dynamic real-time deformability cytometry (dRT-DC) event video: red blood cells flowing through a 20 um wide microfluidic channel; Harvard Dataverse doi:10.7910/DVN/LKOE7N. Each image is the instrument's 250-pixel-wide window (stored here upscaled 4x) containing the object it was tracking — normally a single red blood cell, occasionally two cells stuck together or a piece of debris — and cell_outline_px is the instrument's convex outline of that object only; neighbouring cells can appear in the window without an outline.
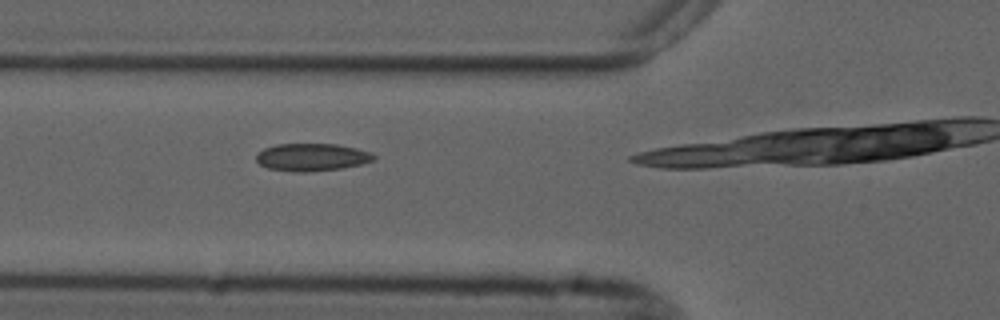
{"species": "common noctule bat (a hibernating species)", "species_latin": "Nyctalus noctula", "temperature_condition": "cold", "stored_images_in_passage": 13, "camera_frame_rate_fps": 3000, "um_per_image_px": 0.085, "animal": {"sex": "male", "forearm_length_mm": 52.5}, "frame": {"image": 1, "passage_image": 3, "time_ms": 0.667, "image_size_px": [1000, 320], "cell_outline_px": [[376, 156], [372, 160], [360, 164], [340, 168], [304, 172], [296, 172], [268, 168], [260, 164], [256, 160], [256, 152], [264, 148], [276, 144], [336, 144], [356, 148], [372, 152]], "centroid_in_image_um": [26.47, 13.35], "position_along_channel_um": 99.3, "area_um2": 18.79}}
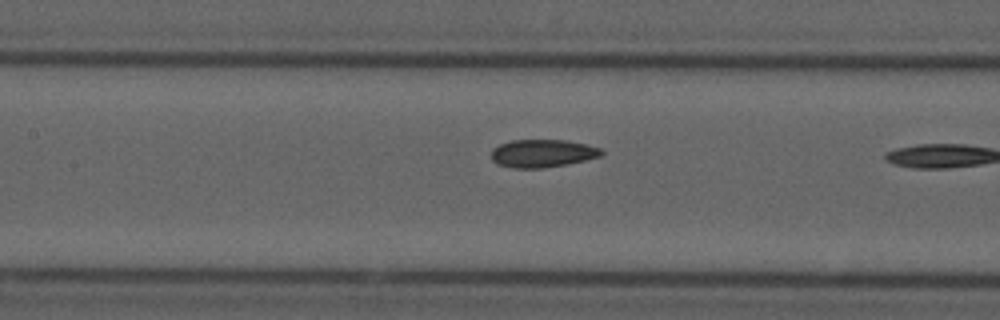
{"frame": {"image": 2, "passage_image": 8, "time_ms": 2.333, "image_size_px": [1000, 320], "cell_outline_px": [[604, 152], [600, 156], [568, 164], [540, 168], [512, 168], [496, 164], [492, 160], [492, 148], [500, 144], [512, 140], [564, 140], [584, 144], [600, 148]], "centroid_in_image_um": [46.07, 13.04], "position_along_channel_um": 161.3, "area_um2": 17.8}}
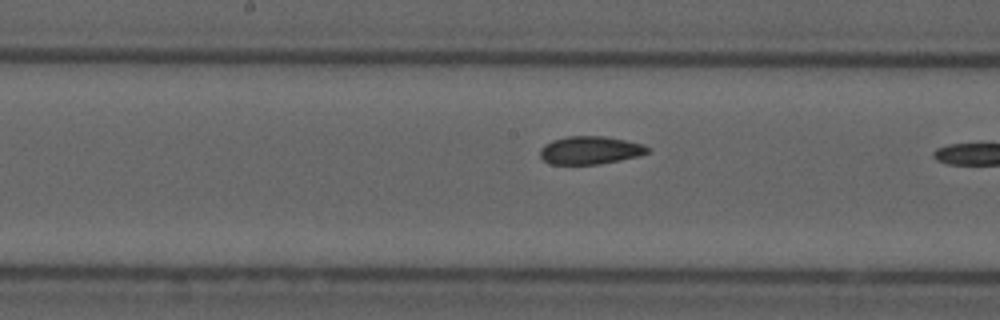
{"frame": {"image": 3, "passage_image": 11, "time_ms": 3.333, "image_size_px": [1000, 320], "cell_outline_px": [[648, 152], [640, 156], [600, 164], [552, 164], [544, 160], [540, 156], [540, 148], [544, 144], [552, 140], [568, 136], [604, 136], [644, 144], [648, 148]], "centroid_in_image_um": [50.15, 12.77], "position_along_channel_um": 198.1, "area_um2": 17.51}}